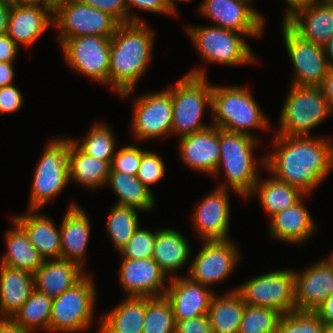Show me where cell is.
<instances>
[{"mask_svg": "<svg viewBox=\"0 0 333 333\" xmlns=\"http://www.w3.org/2000/svg\"><path fill=\"white\" fill-rule=\"evenodd\" d=\"M290 85L274 133L291 137L311 136L310 131L332 114L329 103L320 87Z\"/></svg>", "mask_w": 333, "mask_h": 333, "instance_id": "cell-6", "label": "cell"}, {"mask_svg": "<svg viewBox=\"0 0 333 333\" xmlns=\"http://www.w3.org/2000/svg\"><path fill=\"white\" fill-rule=\"evenodd\" d=\"M134 100L130 129L136 141L147 142L171 135L172 86L162 91L148 92Z\"/></svg>", "mask_w": 333, "mask_h": 333, "instance_id": "cell-12", "label": "cell"}, {"mask_svg": "<svg viewBox=\"0 0 333 333\" xmlns=\"http://www.w3.org/2000/svg\"><path fill=\"white\" fill-rule=\"evenodd\" d=\"M295 305L298 311L316 310L333 293V270L324 259L304 271H294Z\"/></svg>", "mask_w": 333, "mask_h": 333, "instance_id": "cell-21", "label": "cell"}, {"mask_svg": "<svg viewBox=\"0 0 333 333\" xmlns=\"http://www.w3.org/2000/svg\"><path fill=\"white\" fill-rule=\"evenodd\" d=\"M282 20L302 39L323 47L333 35V2L312 0Z\"/></svg>", "mask_w": 333, "mask_h": 333, "instance_id": "cell-20", "label": "cell"}, {"mask_svg": "<svg viewBox=\"0 0 333 333\" xmlns=\"http://www.w3.org/2000/svg\"><path fill=\"white\" fill-rule=\"evenodd\" d=\"M86 271L77 263L57 259L44 261L34 275L35 290L52 298L77 284Z\"/></svg>", "mask_w": 333, "mask_h": 333, "instance_id": "cell-27", "label": "cell"}, {"mask_svg": "<svg viewBox=\"0 0 333 333\" xmlns=\"http://www.w3.org/2000/svg\"><path fill=\"white\" fill-rule=\"evenodd\" d=\"M189 244L188 239L178 230L169 227L156 230L152 259L168 275V279L178 277L177 270L179 272V269L192 260Z\"/></svg>", "mask_w": 333, "mask_h": 333, "instance_id": "cell-28", "label": "cell"}, {"mask_svg": "<svg viewBox=\"0 0 333 333\" xmlns=\"http://www.w3.org/2000/svg\"><path fill=\"white\" fill-rule=\"evenodd\" d=\"M68 165L70 182L73 181L90 190L106 186L110 164L84 153L70 137Z\"/></svg>", "mask_w": 333, "mask_h": 333, "instance_id": "cell-31", "label": "cell"}, {"mask_svg": "<svg viewBox=\"0 0 333 333\" xmlns=\"http://www.w3.org/2000/svg\"><path fill=\"white\" fill-rule=\"evenodd\" d=\"M321 1H324V2H333V0H321Z\"/></svg>", "mask_w": 333, "mask_h": 333, "instance_id": "cell-62", "label": "cell"}, {"mask_svg": "<svg viewBox=\"0 0 333 333\" xmlns=\"http://www.w3.org/2000/svg\"><path fill=\"white\" fill-rule=\"evenodd\" d=\"M326 263L332 268L333 270V252L329 255L328 258H323Z\"/></svg>", "mask_w": 333, "mask_h": 333, "instance_id": "cell-60", "label": "cell"}, {"mask_svg": "<svg viewBox=\"0 0 333 333\" xmlns=\"http://www.w3.org/2000/svg\"><path fill=\"white\" fill-rule=\"evenodd\" d=\"M304 195L305 193L299 188L278 181L270 175L267 179H258L247 198L258 197L262 209L271 218L276 213L296 204Z\"/></svg>", "mask_w": 333, "mask_h": 333, "instance_id": "cell-33", "label": "cell"}, {"mask_svg": "<svg viewBox=\"0 0 333 333\" xmlns=\"http://www.w3.org/2000/svg\"><path fill=\"white\" fill-rule=\"evenodd\" d=\"M316 313L324 323L333 324V293L324 300Z\"/></svg>", "mask_w": 333, "mask_h": 333, "instance_id": "cell-50", "label": "cell"}, {"mask_svg": "<svg viewBox=\"0 0 333 333\" xmlns=\"http://www.w3.org/2000/svg\"><path fill=\"white\" fill-rule=\"evenodd\" d=\"M0 333H28L12 318H0Z\"/></svg>", "mask_w": 333, "mask_h": 333, "instance_id": "cell-54", "label": "cell"}, {"mask_svg": "<svg viewBox=\"0 0 333 333\" xmlns=\"http://www.w3.org/2000/svg\"><path fill=\"white\" fill-rule=\"evenodd\" d=\"M238 286L236 292L246 305L275 309L281 314L296 310L292 269L272 270Z\"/></svg>", "mask_w": 333, "mask_h": 333, "instance_id": "cell-11", "label": "cell"}, {"mask_svg": "<svg viewBox=\"0 0 333 333\" xmlns=\"http://www.w3.org/2000/svg\"><path fill=\"white\" fill-rule=\"evenodd\" d=\"M118 197L115 204L150 212L155 208L153 193L136 176L120 171H109L106 182Z\"/></svg>", "mask_w": 333, "mask_h": 333, "instance_id": "cell-35", "label": "cell"}, {"mask_svg": "<svg viewBox=\"0 0 333 333\" xmlns=\"http://www.w3.org/2000/svg\"><path fill=\"white\" fill-rule=\"evenodd\" d=\"M12 2L43 3L51 6V0H12Z\"/></svg>", "mask_w": 333, "mask_h": 333, "instance_id": "cell-57", "label": "cell"}, {"mask_svg": "<svg viewBox=\"0 0 333 333\" xmlns=\"http://www.w3.org/2000/svg\"><path fill=\"white\" fill-rule=\"evenodd\" d=\"M13 62H0V88L13 84L15 75Z\"/></svg>", "mask_w": 333, "mask_h": 333, "instance_id": "cell-52", "label": "cell"}, {"mask_svg": "<svg viewBox=\"0 0 333 333\" xmlns=\"http://www.w3.org/2000/svg\"><path fill=\"white\" fill-rule=\"evenodd\" d=\"M261 139L250 135L233 133L219 129L220 157L213 177L224 172L225 181L218 187L232 189L237 195L247 199L258 181V160L254 153ZM258 170V171H257Z\"/></svg>", "mask_w": 333, "mask_h": 333, "instance_id": "cell-5", "label": "cell"}, {"mask_svg": "<svg viewBox=\"0 0 333 333\" xmlns=\"http://www.w3.org/2000/svg\"><path fill=\"white\" fill-rule=\"evenodd\" d=\"M202 242V247L189 264L186 276L210 287L230 277L240 261L241 254L232 239Z\"/></svg>", "mask_w": 333, "mask_h": 333, "instance_id": "cell-14", "label": "cell"}, {"mask_svg": "<svg viewBox=\"0 0 333 333\" xmlns=\"http://www.w3.org/2000/svg\"><path fill=\"white\" fill-rule=\"evenodd\" d=\"M324 333H333V324L324 323Z\"/></svg>", "mask_w": 333, "mask_h": 333, "instance_id": "cell-59", "label": "cell"}, {"mask_svg": "<svg viewBox=\"0 0 333 333\" xmlns=\"http://www.w3.org/2000/svg\"><path fill=\"white\" fill-rule=\"evenodd\" d=\"M282 36L294 70L292 83L320 87L329 65L322 46L302 39L282 20Z\"/></svg>", "mask_w": 333, "mask_h": 333, "instance_id": "cell-15", "label": "cell"}, {"mask_svg": "<svg viewBox=\"0 0 333 333\" xmlns=\"http://www.w3.org/2000/svg\"><path fill=\"white\" fill-rule=\"evenodd\" d=\"M187 34L201 55L202 63L235 67L257 62L246 35L218 26H187ZM244 36V39H243Z\"/></svg>", "mask_w": 333, "mask_h": 333, "instance_id": "cell-8", "label": "cell"}, {"mask_svg": "<svg viewBox=\"0 0 333 333\" xmlns=\"http://www.w3.org/2000/svg\"><path fill=\"white\" fill-rule=\"evenodd\" d=\"M180 159L190 170L214 175L220 157L219 128L211 126L203 131L179 139Z\"/></svg>", "mask_w": 333, "mask_h": 333, "instance_id": "cell-23", "label": "cell"}, {"mask_svg": "<svg viewBox=\"0 0 333 333\" xmlns=\"http://www.w3.org/2000/svg\"><path fill=\"white\" fill-rule=\"evenodd\" d=\"M118 276L127 297L163 296L169 281L152 258H122Z\"/></svg>", "mask_w": 333, "mask_h": 333, "instance_id": "cell-19", "label": "cell"}, {"mask_svg": "<svg viewBox=\"0 0 333 333\" xmlns=\"http://www.w3.org/2000/svg\"><path fill=\"white\" fill-rule=\"evenodd\" d=\"M38 209H27L26 213L14 215L15 221L28 235L44 261L61 259L60 227Z\"/></svg>", "mask_w": 333, "mask_h": 333, "instance_id": "cell-26", "label": "cell"}, {"mask_svg": "<svg viewBox=\"0 0 333 333\" xmlns=\"http://www.w3.org/2000/svg\"><path fill=\"white\" fill-rule=\"evenodd\" d=\"M111 37L82 35L61 45L64 61L73 71L108 86Z\"/></svg>", "mask_w": 333, "mask_h": 333, "instance_id": "cell-13", "label": "cell"}, {"mask_svg": "<svg viewBox=\"0 0 333 333\" xmlns=\"http://www.w3.org/2000/svg\"><path fill=\"white\" fill-rule=\"evenodd\" d=\"M305 194L296 204L269 219L268 234L274 240L301 245L316 233L315 219L304 205Z\"/></svg>", "mask_w": 333, "mask_h": 333, "instance_id": "cell-24", "label": "cell"}, {"mask_svg": "<svg viewBox=\"0 0 333 333\" xmlns=\"http://www.w3.org/2000/svg\"><path fill=\"white\" fill-rule=\"evenodd\" d=\"M252 0H202L199 12L213 21V26L260 37L264 32L263 14L252 8Z\"/></svg>", "mask_w": 333, "mask_h": 333, "instance_id": "cell-16", "label": "cell"}, {"mask_svg": "<svg viewBox=\"0 0 333 333\" xmlns=\"http://www.w3.org/2000/svg\"><path fill=\"white\" fill-rule=\"evenodd\" d=\"M161 155L154 153L150 149L142 148L140 167L136 177L151 191L150 185L159 182L165 175L166 167Z\"/></svg>", "mask_w": 333, "mask_h": 333, "instance_id": "cell-43", "label": "cell"}, {"mask_svg": "<svg viewBox=\"0 0 333 333\" xmlns=\"http://www.w3.org/2000/svg\"><path fill=\"white\" fill-rule=\"evenodd\" d=\"M333 142L327 137L273 135L274 149L258 161L278 181L309 194L324 181L333 167Z\"/></svg>", "mask_w": 333, "mask_h": 333, "instance_id": "cell-1", "label": "cell"}, {"mask_svg": "<svg viewBox=\"0 0 333 333\" xmlns=\"http://www.w3.org/2000/svg\"><path fill=\"white\" fill-rule=\"evenodd\" d=\"M281 315L275 309L246 305L238 333H276Z\"/></svg>", "mask_w": 333, "mask_h": 333, "instance_id": "cell-40", "label": "cell"}, {"mask_svg": "<svg viewBox=\"0 0 333 333\" xmlns=\"http://www.w3.org/2000/svg\"><path fill=\"white\" fill-rule=\"evenodd\" d=\"M276 333H324V322L316 312L295 310L281 315Z\"/></svg>", "mask_w": 333, "mask_h": 333, "instance_id": "cell-41", "label": "cell"}, {"mask_svg": "<svg viewBox=\"0 0 333 333\" xmlns=\"http://www.w3.org/2000/svg\"><path fill=\"white\" fill-rule=\"evenodd\" d=\"M52 299V297L34 290L29 299L12 316V319L28 333H34L38 329L48 333Z\"/></svg>", "mask_w": 333, "mask_h": 333, "instance_id": "cell-36", "label": "cell"}, {"mask_svg": "<svg viewBox=\"0 0 333 333\" xmlns=\"http://www.w3.org/2000/svg\"><path fill=\"white\" fill-rule=\"evenodd\" d=\"M34 290L33 273L0 264V318H12Z\"/></svg>", "mask_w": 333, "mask_h": 333, "instance_id": "cell-29", "label": "cell"}, {"mask_svg": "<svg viewBox=\"0 0 333 333\" xmlns=\"http://www.w3.org/2000/svg\"><path fill=\"white\" fill-rule=\"evenodd\" d=\"M67 208L60 227L61 259L85 266V253L89 244L91 224L85 211L76 202Z\"/></svg>", "mask_w": 333, "mask_h": 333, "instance_id": "cell-25", "label": "cell"}, {"mask_svg": "<svg viewBox=\"0 0 333 333\" xmlns=\"http://www.w3.org/2000/svg\"><path fill=\"white\" fill-rule=\"evenodd\" d=\"M59 1H62V0H51V6L55 7V4Z\"/></svg>", "mask_w": 333, "mask_h": 333, "instance_id": "cell-61", "label": "cell"}, {"mask_svg": "<svg viewBox=\"0 0 333 333\" xmlns=\"http://www.w3.org/2000/svg\"><path fill=\"white\" fill-rule=\"evenodd\" d=\"M320 88L329 103L330 110L333 114V68H329L326 77L323 79Z\"/></svg>", "mask_w": 333, "mask_h": 333, "instance_id": "cell-51", "label": "cell"}, {"mask_svg": "<svg viewBox=\"0 0 333 333\" xmlns=\"http://www.w3.org/2000/svg\"><path fill=\"white\" fill-rule=\"evenodd\" d=\"M96 285L87 274L73 287L52 299L49 333H78L88 331L94 324Z\"/></svg>", "mask_w": 333, "mask_h": 333, "instance_id": "cell-7", "label": "cell"}, {"mask_svg": "<svg viewBox=\"0 0 333 333\" xmlns=\"http://www.w3.org/2000/svg\"><path fill=\"white\" fill-rule=\"evenodd\" d=\"M120 23L109 13L78 0H62L54 7V26L61 45L66 39L82 35L112 37Z\"/></svg>", "mask_w": 333, "mask_h": 333, "instance_id": "cell-10", "label": "cell"}, {"mask_svg": "<svg viewBox=\"0 0 333 333\" xmlns=\"http://www.w3.org/2000/svg\"><path fill=\"white\" fill-rule=\"evenodd\" d=\"M54 24V7L43 3L12 2L7 35L19 46L30 47Z\"/></svg>", "mask_w": 333, "mask_h": 333, "instance_id": "cell-18", "label": "cell"}, {"mask_svg": "<svg viewBox=\"0 0 333 333\" xmlns=\"http://www.w3.org/2000/svg\"><path fill=\"white\" fill-rule=\"evenodd\" d=\"M107 123L97 122L87 132L83 140H71L86 154L107 161L110 165L117 150V139Z\"/></svg>", "mask_w": 333, "mask_h": 333, "instance_id": "cell-37", "label": "cell"}, {"mask_svg": "<svg viewBox=\"0 0 333 333\" xmlns=\"http://www.w3.org/2000/svg\"><path fill=\"white\" fill-rule=\"evenodd\" d=\"M19 46L7 35L0 37V62L15 61Z\"/></svg>", "mask_w": 333, "mask_h": 333, "instance_id": "cell-49", "label": "cell"}, {"mask_svg": "<svg viewBox=\"0 0 333 333\" xmlns=\"http://www.w3.org/2000/svg\"><path fill=\"white\" fill-rule=\"evenodd\" d=\"M175 322V333H212L207 315Z\"/></svg>", "mask_w": 333, "mask_h": 333, "instance_id": "cell-48", "label": "cell"}, {"mask_svg": "<svg viewBox=\"0 0 333 333\" xmlns=\"http://www.w3.org/2000/svg\"><path fill=\"white\" fill-rule=\"evenodd\" d=\"M156 231L138 228L127 244L121 248L119 254L126 259L152 258Z\"/></svg>", "mask_w": 333, "mask_h": 333, "instance_id": "cell-42", "label": "cell"}, {"mask_svg": "<svg viewBox=\"0 0 333 333\" xmlns=\"http://www.w3.org/2000/svg\"><path fill=\"white\" fill-rule=\"evenodd\" d=\"M171 302L163 296L146 297V313L142 333H175Z\"/></svg>", "mask_w": 333, "mask_h": 333, "instance_id": "cell-39", "label": "cell"}, {"mask_svg": "<svg viewBox=\"0 0 333 333\" xmlns=\"http://www.w3.org/2000/svg\"><path fill=\"white\" fill-rule=\"evenodd\" d=\"M205 70V67H194L172 86L171 136L183 137L212 126L202 120L206 107L212 109L213 84L207 81Z\"/></svg>", "mask_w": 333, "mask_h": 333, "instance_id": "cell-4", "label": "cell"}, {"mask_svg": "<svg viewBox=\"0 0 333 333\" xmlns=\"http://www.w3.org/2000/svg\"><path fill=\"white\" fill-rule=\"evenodd\" d=\"M155 32L145 22L121 23L111 37L108 85L123 99L146 74Z\"/></svg>", "mask_w": 333, "mask_h": 333, "instance_id": "cell-2", "label": "cell"}, {"mask_svg": "<svg viewBox=\"0 0 333 333\" xmlns=\"http://www.w3.org/2000/svg\"><path fill=\"white\" fill-rule=\"evenodd\" d=\"M55 138L45 145L33 172L27 209L44 208L69 181V137Z\"/></svg>", "mask_w": 333, "mask_h": 333, "instance_id": "cell-9", "label": "cell"}, {"mask_svg": "<svg viewBox=\"0 0 333 333\" xmlns=\"http://www.w3.org/2000/svg\"><path fill=\"white\" fill-rule=\"evenodd\" d=\"M251 94L241 85H214L211 123L220 130L253 136L250 130L269 131V121Z\"/></svg>", "mask_w": 333, "mask_h": 333, "instance_id": "cell-3", "label": "cell"}, {"mask_svg": "<svg viewBox=\"0 0 333 333\" xmlns=\"http://www.w3.org/2000/svg\"><path fill=\"white\" fill-rule=\"evenodd\" d=\"M5 234L6 251L0 264L34 273L44 263L43 258L31 244L25 231L13 221Z\"/></svg>", "mask_w": 333, "mask_h": 333, "instance_id": "cell-32", "label": "cell"}, {"mask_svg": "<svg viewBox=\"0 0 333 333\" xmlns=\"http://www.w3.org/2000/svg\"><path fill=\"white\" fill-rule=\"evenodd\" d=\"M119 149V150H118ZM110 165V171H120L136 176L141 163L142 149L140 145L118 147Z\"/></svg>", "mask_w": 333, "mask_h": 333, "instance_id": "cell-44", "label": "cell"}, {"mask_svg": "<svg viewBox=\"0 0 333 333\" xmlns=\"http://www.w3.org/2000/svg\"><path fill=\"white\" fill-rule=\"evenodd\" d=\"M12 1H0V37L7 34Z\"/></svg>", "mask_w": 333, "mask_h": 333, "instance_id": "cell-53", "label": "cell"}, {"mask_svg": "<svg viewBox=\"0 0 333 333\" xmlns=\"http://www.w3.org/2000/svg\"><path fill=\"white\" fill-rule=\"evenodd\" d=\"M81 3L109 13L120 24L128 23V10L125 0H78Z\"/></svg>", "mask_w": 333, "mask_h": 333, "instance_id": "cell-46", "label": "cell"}, {"mask_svg": "<svg viewBox=\"0 0 333 333\" xmlns=\"http://www.w3.org/2000/svg\"><path fill=\"white\" fill-rule=\"evenodd\" d=\"M146 297H126L100 316L98 330L103 333H142Z\"/></svg>", "mask_w": 333, "mask_h": 333, "instance_id": "cell-30", "label": "cell"}, {"mask_svg": "<svg viewBox=\"0 0 333 333\" xmlns=\"http://www.w3.org/2000/svg\"><path fill=\"white\" fill-rule=\"evenodd\" d=\"M228 189L216 186L192 212L193 228L202 241L228 240L230 200Z\"/></svg>", "mask_w": 333, "mask_h": 333, "instance_id": "cell-17", "label": "cell"}, {"mask_svg": "<svg viewBox=\"0 0 333 333\" xmlns=\"http://www.w3.org/2000/svg\"><path fill=\"white\" fill-rule=\"evenodd\" d=\"M189 277L178 276L168 281L165 296L169 299L175 321L207 315L216 293Z\"/></svg>", "mask_w": 333, "mask_h": 333, "instance_id": "cell-22", "label": "cell"}, {"mask_svg": "<svg viewBox=\"0 0 333 333\" xmlns=\"http://www.w3.org/2000/svg\"><path fill=\"white\" fill-rule=\"evenodd\" d=\"M23 102V95L13 84L0 88V115L19 111Z\"/></svg>", "mask_w": 333, "mask_h": 333, "instance_id": "cell-47", "label": "cell"}, {"mask_svg": "<svg viewBox=\"0 0 333 333\" xmlns=\"http://www.w3.org/2000/svg\"><path fill=\"white\" fill-rule=\"evenodd\" d=\"M312 0H285V3L287 4V6L285 7V12H284V16L283 19L288 16L295 8H297L298 6L307 4L308 2H310Z\"/></svg>", "mask_w": 333, "mask_h": 333, "instance_id": "cell-55", "label": "cell"}, {"mask_svg": "<svg viewBox=\"0 0 333 333\" xmlns=\"http://www.w3.org/2000/svg\"><path fill=\"white\" fill-rule=\"evenodd\" d=\"M224 295H215L211 301L207 316L212 333H238L246 303L236 292L228 290Z\"/></svg>", "mask_w": 333, "mask_h": 333, "instance_id": "cell-34", "label": "cell"}, {"mask_svg": "<svg viewBox=\"0 0 333 333\" xmlns=\"http://www.w3.org/2000/svg\"><path fill=\"white\" fill-rule=\"evenodd\" d=\"M125 4L128 10V23L145 22V20L140 19V16H137L136 13L131 12V8L161 15L167 14L170 16H175V14H178L173 10L167 0H125Z\"/></svg>", "mask_w": 333, "mask_h": 333, "instance_id": "cell-45", "label": "cell"}, {"mask_svg": "<svg viewBox=\"0 0 333 333\" xmlns=\"http://www.w3.org/2000/svg\"><path fill=\"white\" fill-rule=\"evenodd\" d=\"M327 58L329 68H333V35L329 41L323 46Z\"/></svg>", "mask_w": 333, "mask_h": 333, "instance_id": "cell-56", "label": "cell"}, {"mask_svg": "<svg viewBox=\"0 0 333 333\" xmlns=\"http://www.w3.org/2000/svg\"><path fill=\"white\" fill-rule=\"evenodd\" d=\"M173 10L177 13V1L179 2H189L192 0H167Z\"/></svg>", "mask_w": 333, "mask_h": 333, "instance_id": "cell-58", "label": "cell"}, {"mask_svg": "<svg viewBox=\"0 0 333 333\" xmlns=\"http://www.w3.org/2000/svg\"><path fill=\"white\" fill-rule=\"evenodd\" d=\"M138 209L114 204L106 219V230L119 252L140 227Z\"/></svg>", "mask_w": 333, "mask_h": 333, "instance_id": "cell-38", "label": "cell"}]
</instances>
